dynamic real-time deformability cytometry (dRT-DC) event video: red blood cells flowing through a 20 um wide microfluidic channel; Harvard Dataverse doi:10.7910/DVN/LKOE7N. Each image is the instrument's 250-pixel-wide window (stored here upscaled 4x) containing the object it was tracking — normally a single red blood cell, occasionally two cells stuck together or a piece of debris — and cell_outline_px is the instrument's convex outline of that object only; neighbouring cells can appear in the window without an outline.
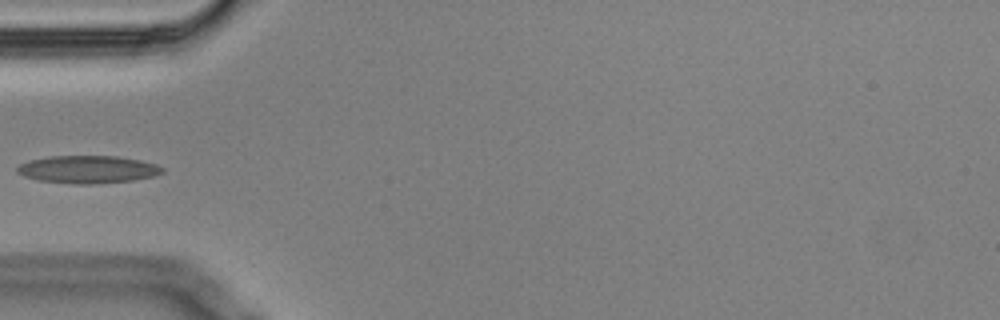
{"species": "Egyptian fruit bat (a non-hibernating species)", "species_latin": "Rousettus aegyptiacus", "temperature_condition": "cold", "stored_images_in_passage": 34, "camera_frame_rate_fps": 3000, "um_per_image_px": 0.085, "animal": {"sex": "male"}, "frame": {"image": 1, "passage_image": 1, "time_ms": 0.0, "image_size_px": [1000, 320], "cell_outline_px": [[164, 172], [156, 176], [132, 180], [96, 184], [72, 184], [40, 180], [24, 176], [16, 172], [16, 168], [20, 164], [28, 160], [48, 156], [116, 156], [140, 160], [156, 164], [164, 168]], "centroid_in_image_um": [7.47, 14.4], "position_along_channel_um": 77.5, "area_um2": 23.52}}
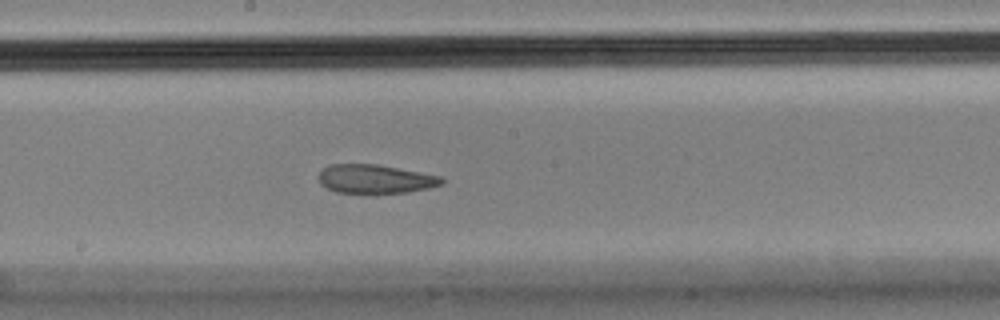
{"frame": {"image": 2, "passage_image": 13, "time_ms": 4.0, "image_size_px": [1000, 320], "cell_outline_px": [[444, 184], [428, 188], [408, 192], [376, 196], [372, 196], [336, 192], [320, 184], [320, 172], [328, 164], [376, 164], [444, 176]], "centroid_in_image_um": [31.94, 15.26], "position_along_channel_um": 216.3, "area_um2": 21.56}}
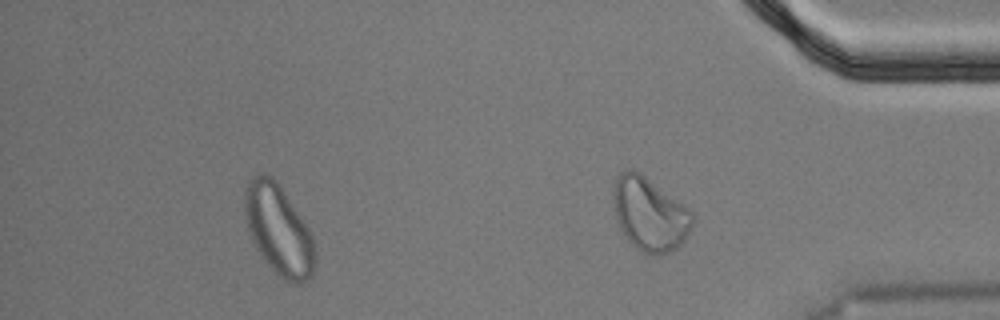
{"frame": {"image": 3, "passage_image": 28, "time_ms": 9.0, "image_size_px": [1000, 320], "cell_outline_px": [[316, 264], [312, 276], [300, 284], [292, 284], [284, 280], [260, 256], [252, 240], [248, 228], [244, 212], [244, 188], [248, 180], [252, 176], [260, 172], [272, 176], [280, 184], [308, 228], [312, 236], [316, 252]], "centroid_in_image_um": [23.68, 19.53], "position_along_channel_um": 411.5, "area_um2": 37.28}}